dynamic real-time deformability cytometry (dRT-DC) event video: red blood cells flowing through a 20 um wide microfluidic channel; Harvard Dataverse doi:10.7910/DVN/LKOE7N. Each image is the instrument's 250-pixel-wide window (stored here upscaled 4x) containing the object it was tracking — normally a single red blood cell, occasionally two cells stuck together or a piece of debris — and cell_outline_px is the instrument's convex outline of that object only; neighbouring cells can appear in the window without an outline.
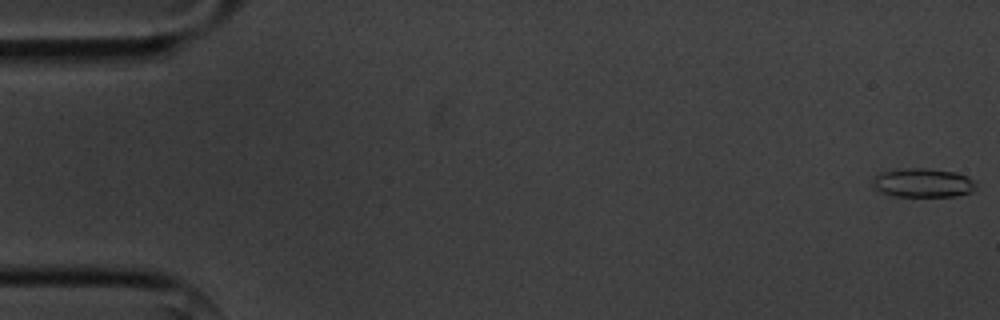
{"species": "common noctule bat (a hibernating species)", "species_latin": "Nyctalus noctula", "temperature_condition": "cold", "stored_images_in_passage": 4, "camera_frame_rate_fps": 3000, "um_per_image_px": 0.085, "animal": {"sex": "male", "body_mass_g": 20.1, "forearm_length_mm": 53.5}, "frame": {"image": 1, "passage_image": 1, "time_ms": 0.0, "image_size_px": [1000, 320], "cell_outline_px": [[976, 188], [972, 192], [956, 196], [892, 196], [880, 192], [872, 188], [872, 176], [884, 172], [900, 168], [924, 168], [956, 172], [968, 176], [976, 184]], "centroid_in_image_um": [78.41, 15.54], "position_along_channel_um": 6.6, "area_um2": 17.69}}